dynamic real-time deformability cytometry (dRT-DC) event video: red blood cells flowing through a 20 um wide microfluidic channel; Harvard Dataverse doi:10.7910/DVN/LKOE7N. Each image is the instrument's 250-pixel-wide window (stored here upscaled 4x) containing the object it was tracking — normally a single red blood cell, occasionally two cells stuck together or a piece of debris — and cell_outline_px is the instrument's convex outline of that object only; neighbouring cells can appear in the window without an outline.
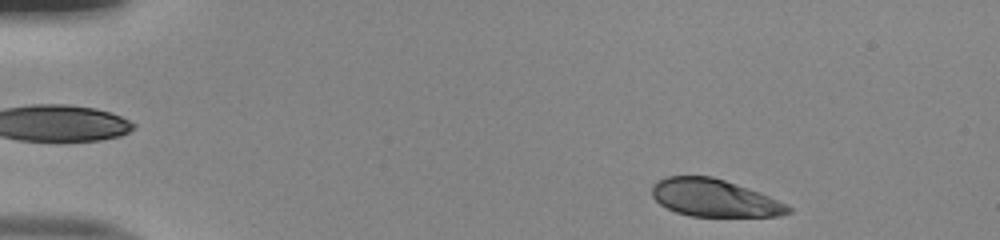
{"species": "human", "species_latin": "Homo sapiens", "temperature_condition": "room temperature", "stored_images_in_passage": 46, "camera_frame_rate_fps": 3000, "um_per_image_px": 0.085, "donor": {"sex": "male"}, "frame": {"image": 1, "passage_image": 2, "time_ms": 0.333, "image_size_px": [1000, 240], "cell_outline_px": [[792, 212], [780, 216], [688, 216], [676, 212], [660, 204], [652, 196], [652, 184], [656, 180], [668, 176], [712, 176], [760, 192], [788, 204], [792, 208]], "centroid_in_image_um": [60.73, 16.83], "position_along_channel_um": 24.3, "area_um2": 29.82}}
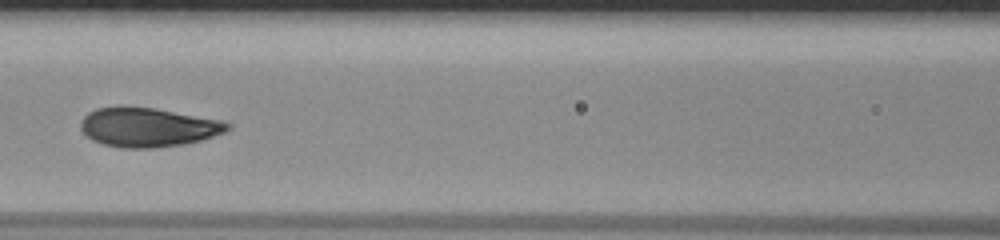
{"frame": {"image": 2, "passage_image": 19, "time_ms": 6.0, "image_size_px": [1000, 240], "cell_outline_px": [[232, 128], [224, 132], [200, 140], [184, 144], [152, 148], [120, 148], [104, 144], [92, 140], [80, 128], [80, 120], [88, 112], [96, 108], [156, 108], [220, 120], [232, 124]], "centroid_in_image_um": [12.58, 10.83], "position_along_channel_um": 154.0, "area_um2": 33.12}}
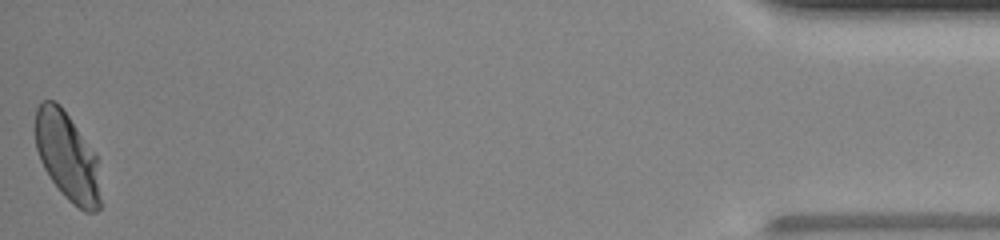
{"frame": {"image": 3, "passage_image": 46, "time_ms": 15.0, "image_size_px": [1000, 240], "cell_outline_px": [[100, 208], [96, 212], [84, 212], [72, 204], [60, 192], [44, 168], [40, 160], [36, 148], [32, 128], [36, 108], [44, 100], [52, 100], [60, 104], [96, 156], [100, 200]], "centroid_in_image_um": [5.65, 13.3], "position_along_channel_um": 429.5, "area_um2": 33.58}, "authors_computed_cell_mechanics": {"area_um2": 33.2928, "velocity_mm_per_s": 4.0042, "shape_relaxation_time_tau1_ms": 2.9924, "shape_relaxation_time_tau2_ms": null, "deformation_change_tau1": 0.147, "deformation_change_tau2": null}}